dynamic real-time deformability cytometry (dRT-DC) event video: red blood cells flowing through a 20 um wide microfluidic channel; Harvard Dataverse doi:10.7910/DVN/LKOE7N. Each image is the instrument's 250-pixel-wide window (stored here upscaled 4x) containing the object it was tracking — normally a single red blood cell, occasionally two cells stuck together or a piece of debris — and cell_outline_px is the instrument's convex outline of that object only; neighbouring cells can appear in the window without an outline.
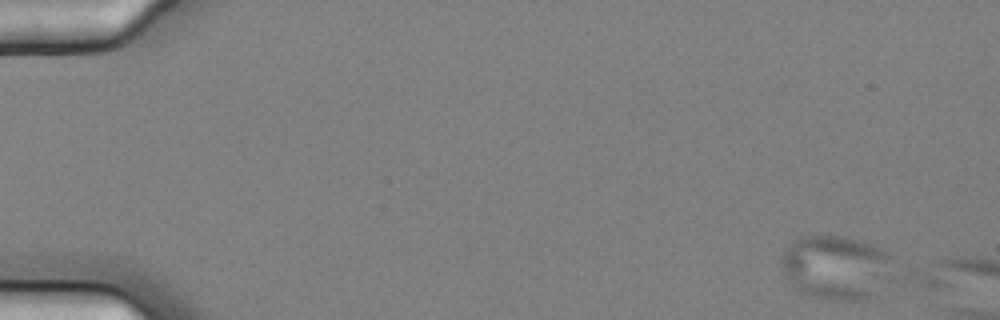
{"species": "common noctule bat (a hibernating species)", "species_latin": "Nyctalus noctula", "temperature_condition": "cold", "stored_images_in_passage": 3, "camera_frame_rate_fps": 3000, "um_per_image_px": 0.085, "animal": {"sex": "female", "body_mass_g": 25.1}, "frame": {"image": 1, "passage_image": 1, "time_ms": 0.0, "image_size_px": [1000, 320], "cell_outline_px": [[888, 260], [876, 296], [856, 300], [832, 300], [812, 296], [800, 292], [784, 276], [780, 264], [780, 260], [784, 248], [796, 236], [848, 236], [872, 244], [880, 248], [888, 256]], "centroid_in_image_um": [70.89, 22.69], "position_along_channel_um": 14.1, "area_um2": 40.98}}